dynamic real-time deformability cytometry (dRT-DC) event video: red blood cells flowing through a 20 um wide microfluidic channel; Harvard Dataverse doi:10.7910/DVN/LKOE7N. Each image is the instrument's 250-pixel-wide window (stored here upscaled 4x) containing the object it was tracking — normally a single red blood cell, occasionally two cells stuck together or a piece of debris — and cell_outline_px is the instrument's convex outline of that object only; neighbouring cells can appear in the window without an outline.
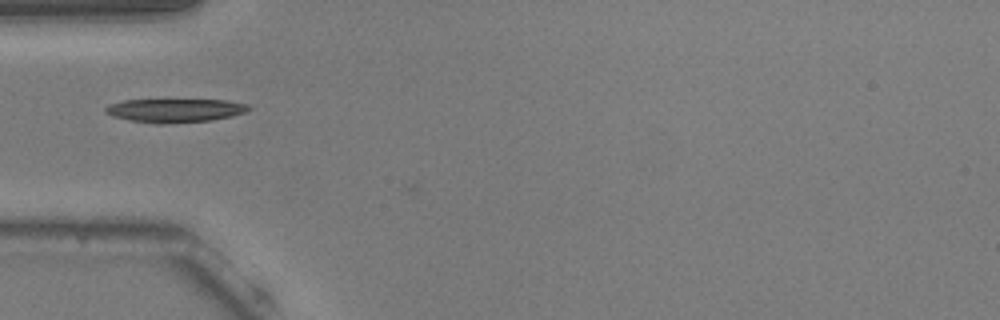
{"species": "common noctule bat (a hibernating species)", "species_latin": "Nyctalus noctula", "temperature_condition": "warm", "stored_images_in_passage": 4, "camera_frame_rate_fps": 3000, "um_per_image_px": 0.085, "animal": {"sex": "male", "body_mass_g": 20.5, "forearm_length_mm": 52.5}, "frame": {"image": 1, "passage_image": 3, "time_ms": 0.667, "image_size_px": [1000, 320], "cell_outline_px": [[252, 108], [244, 112], [232, 116], [212, 120], [160, 124], [156, 124], [128, 120], [112, 116], [104, 112], [104, 108], [108, 104], [124, 100], [228, 100], [248, 104]], "centroid_in_image_um": [14.85, 9.38], "position_along_channel_um": 70.2, "area_um2": 19.83}}